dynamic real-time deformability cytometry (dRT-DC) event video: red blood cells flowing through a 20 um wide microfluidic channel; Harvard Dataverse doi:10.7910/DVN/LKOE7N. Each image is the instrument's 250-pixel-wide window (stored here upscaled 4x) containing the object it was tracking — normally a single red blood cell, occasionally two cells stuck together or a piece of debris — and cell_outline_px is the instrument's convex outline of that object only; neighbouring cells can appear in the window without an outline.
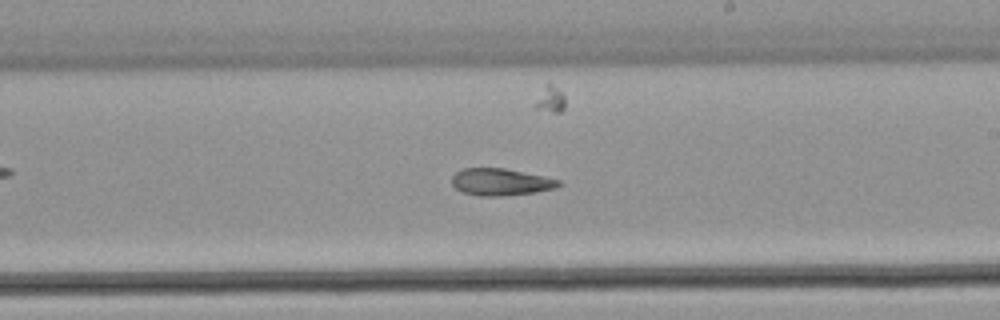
{"species": "common noctule bat (a hibernating species)", "species_latin": "Nyctalus noctula", "temperature_condition": "warm", "stored_images_in_passage": 27, "camera_frame_rate_fps": 3000, "um_per_image_px": 0.085, "animal": {"sex": "male", "body_mass_g": 21.5, "forearm_length_mm": 52.0}, "frame": {"image": 1, "passage_image": 16, "time_ms": 5.0, "image_size_px": [1000, 320], "cell_outline_px": [[560, 184], [556, 188], [536, 192], [500, 196], [476, 196], [464, 192], [456, 188], [452, 184], [452, 176], [456, 172], [464, 168], [504, 168], [544, 176], [560, 180]], "centroid_in_image_um": [42.55, 15.47], "position_along_channel_um": 246.4, "area_um2": 16.76}}
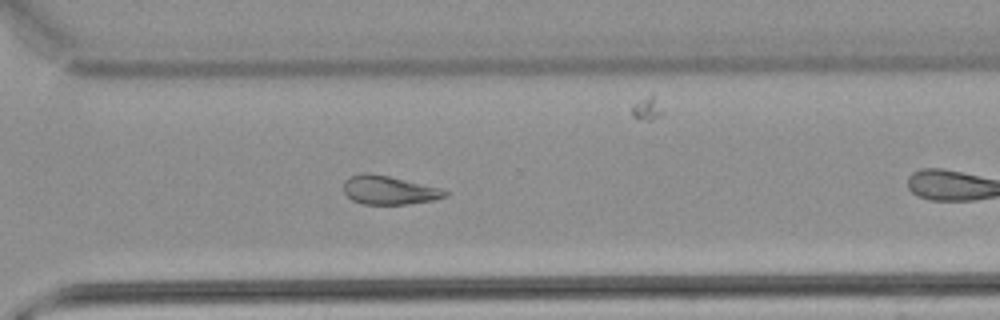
{"frame": {"image": 2, "passage_image": 23, "time_ms": 7.333, "image_size_px": [1000, 320], "cell_outline_px": [[448, 196], [432, 200], [408, 204], [364, 204], [352, 200], [344, 192], [344, 180], [348, 176], [360, 172], [372, 172], [444, 188], [448, 192]], "centroid_in_image_um": [33.07, 16.13], "position_along_channel_um": 337.5, "area_um2": 17.34}}